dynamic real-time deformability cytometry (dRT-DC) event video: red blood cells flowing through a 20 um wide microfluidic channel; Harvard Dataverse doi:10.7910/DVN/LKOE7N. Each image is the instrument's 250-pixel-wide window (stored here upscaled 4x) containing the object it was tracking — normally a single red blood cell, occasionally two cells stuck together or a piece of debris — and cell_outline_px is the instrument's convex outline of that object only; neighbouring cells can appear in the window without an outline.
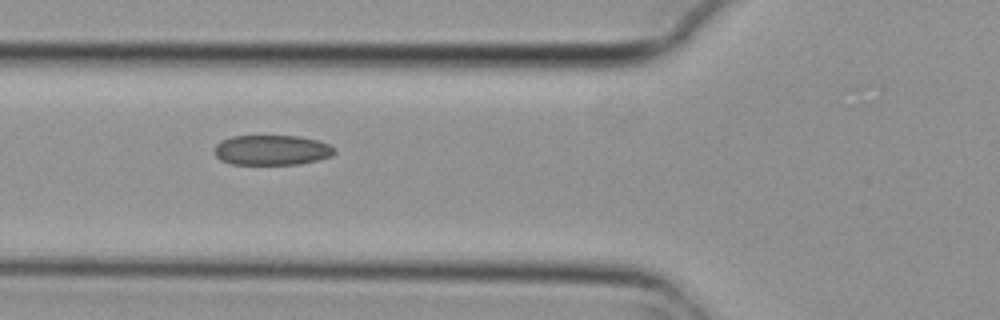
{"species": "common noctule bat (a hibernating species)", "species_latin": "Nyctalus noctula", "temperature_condition": "cold", "stored_images_in_passage": 5, "camera_frame_rate_fps": 3000, "um_per_image_px": 0.085, "animal": {"sex": "female", "body_mass_g": 29.2, "forearm_length_mm": 56.3}, "frame": {"image": 1, "passage_image": 5, "time_ms": 1.333, "image_size_px": [1000, 320], "cell_outline_px": [[336, 152], [332, 156], [300, 164], [232, 164], [220, 160], [212, 152], [216, 144], [220, 140], [232, 136], [300, 136], [316, 140], [328, 144], [336, 148]], "centroid_in_image_um": [23.08, 12.75], "position_along_channel_um": 102.7, "area_um2": 21.21}}